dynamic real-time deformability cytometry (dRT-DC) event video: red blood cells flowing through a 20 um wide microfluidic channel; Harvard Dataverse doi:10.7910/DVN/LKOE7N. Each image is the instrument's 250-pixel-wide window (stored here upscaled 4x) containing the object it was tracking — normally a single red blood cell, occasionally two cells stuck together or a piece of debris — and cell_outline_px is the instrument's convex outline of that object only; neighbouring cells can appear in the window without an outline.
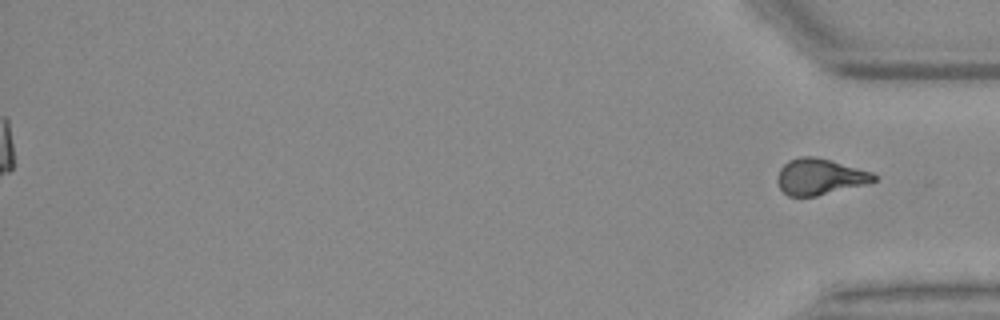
{"species": "Egyptian fruit bat (a non-hibernating species)", "species_latin": "Rousettus aegyptiacus", "temperature_condition": "warm", "stored_images_in_passage": 42, "segment_of_instrument_passage": [2, 2], "camera_frame_rate_fps": 3000, "um_per_image_px": 0.085, "animal": {"sex": "female"}, "frame": {"image": 1, "passage_image": 42, "time_ms": 13.667, "image_size_px": [1000, 320], "cell_outline_px": [[876, 180], [864, 184], [816, 196], [788, 196], [780, 188], [776, 180], [776, 176], [780, 168], [788, 160], [800, 156], [812, 156], [832, 160], [872, 172], [876, 176]], "centroid_in_image_um": [69.64, 15.01], "position_along_channel_um": 365.6, "area_um2": 20.23}}